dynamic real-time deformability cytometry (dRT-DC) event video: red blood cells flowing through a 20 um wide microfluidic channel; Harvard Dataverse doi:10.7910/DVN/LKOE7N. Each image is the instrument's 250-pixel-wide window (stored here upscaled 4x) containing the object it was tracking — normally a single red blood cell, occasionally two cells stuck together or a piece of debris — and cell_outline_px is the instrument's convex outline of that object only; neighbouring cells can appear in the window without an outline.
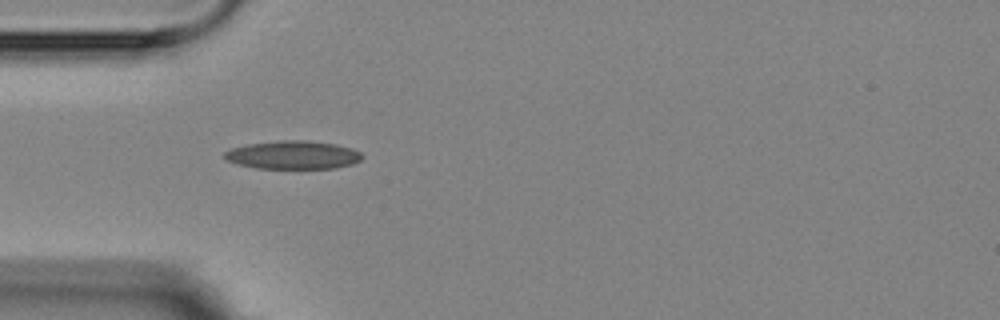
{"species": "Egyptian fruit bat (a non-hibernating species)", "species_latin": "Rousettus aegyptiacus", "temperature_condition": "room temperature", "stored_images_in_passage": 2, "camera_frame_rate_fps": 3000, "um_per_image_px": 0.085, "animal": {"sex": "female"}, "frame": {"image": 1, "passage_image": 1, "time_ms": 0.0, "image_size_px": [1000, 320], "cell_outline_px": [[364, 156], [360, 160], [352, 164], [336, 168], [256, 168], [240, 164], [228, 160], [224, 156], [224, 152], [232, 148], [248, 144], [280, 140], [304, 140], [336, 144], [352, 148], [360, 152]], "centroid_in_image_um": [24.95, 13.16], "position_along_channel_um": 60.1, "area_um2": 22.54}}
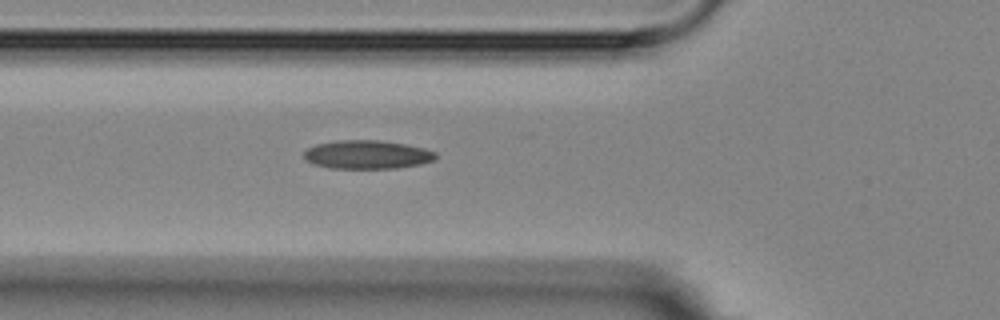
{"frame": {"image": 2, "passage_image": 2, "time_ms": 1.0, "image_size_px": [1000, 320], "cell_outline_px": [[436, 160], [420, 164], [396, 168], [332, 168], [312, 164], [304, 160], [304, 152], [308, 148], [316, 144], [336, 140], [380, 140], [404, 144], [424, 148], [436, 152]], "centroid_in_image_um": [31.19, 13.14], "position_along_channel_um": 94.6, "area_um2": 22.02}}